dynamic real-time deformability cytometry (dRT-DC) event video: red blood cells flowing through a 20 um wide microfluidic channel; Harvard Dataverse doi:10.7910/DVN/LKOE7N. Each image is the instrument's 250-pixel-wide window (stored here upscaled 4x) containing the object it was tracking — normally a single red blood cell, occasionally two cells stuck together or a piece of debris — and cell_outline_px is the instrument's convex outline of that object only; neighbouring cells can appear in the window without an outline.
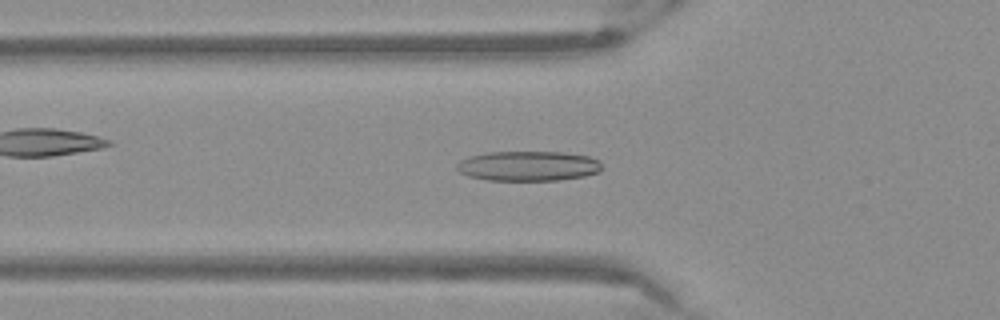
{"species": "Egyptian fruit bat (a non-hibernating species)", "species_latin": "Rousettus aegyptiacus", "temperature_condition": "warm", "stored_images_in_passage": 47, "camera_frame_rate_fps": 3000, "um_per_image_px": 0.085, "frame": {"image": 1, "passage_image": 18, "time_ms": 5.667, "image_size_px": [1000, 320], "cell_outline_px": [[600, 172], [584, 176], [560, 180], [488, 180], [468, 176], [460, 172], [456, 168], [456, 164], [460, 160], [468, 156], [484, 152], [560, 152], [588, 156], [600, 160]], "centroid_in_image_um": [44.87, 14.1], "position_along_channel_um": 80.9, "area_um2": 25.37}}
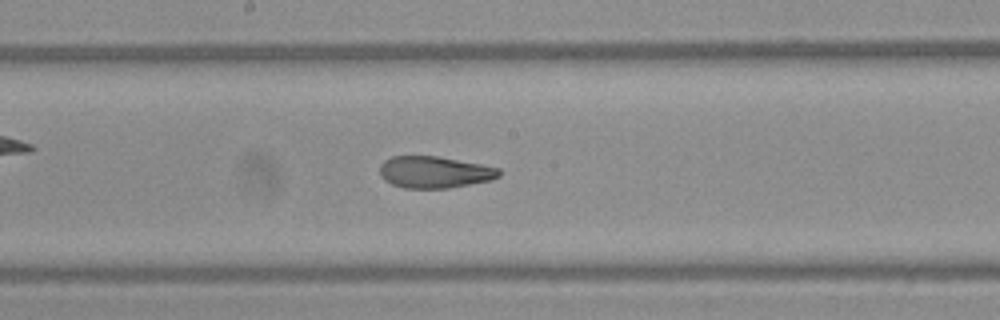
{"frame": {"image": 2, "passage_image": 28, "time_ms": 9.0, "image_size_px": [1000, 320], "cell_outline_px": [[500, 176], [492, 180], [448, 188], [404, 188], [392, 184], [384, 180], [380, 176], [380, 164], [384, 160], [392, 156], [436, 156], [480, 164], [500, 168]], "centroid_in_image_um": [36.91, 14.63], "position_along_channel_um": 211.3, "area_um2": 22.08}}
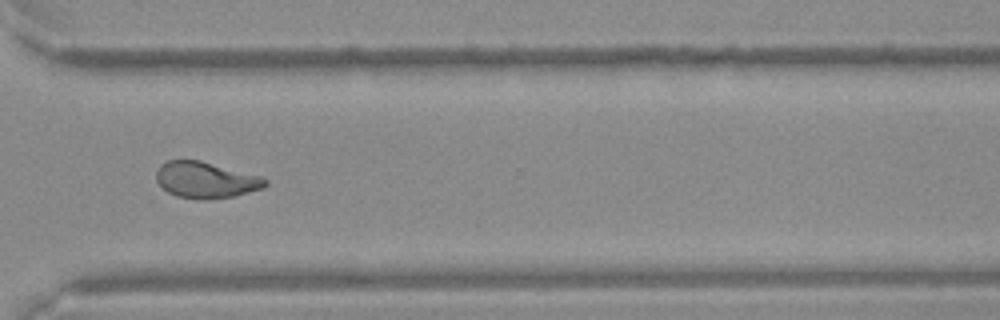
{"frame": {"image": 3, "passage_image": 39, "time_ms": 12.667, "image_size_px": [1000, 320], "cell_outline_px": [[268, 184], [264, 188], [232, 196], [208, 200], [200, 200], [176, 196], [168, 192], [156, 180], [156, 172], [160, 164], [168, 160], [200, 160], [260, 176], [268, 180]], "centroid_in_image_um": [17.48, 15.3], "position_along_channel_um": 353.1, "area_um2": 23.0}}